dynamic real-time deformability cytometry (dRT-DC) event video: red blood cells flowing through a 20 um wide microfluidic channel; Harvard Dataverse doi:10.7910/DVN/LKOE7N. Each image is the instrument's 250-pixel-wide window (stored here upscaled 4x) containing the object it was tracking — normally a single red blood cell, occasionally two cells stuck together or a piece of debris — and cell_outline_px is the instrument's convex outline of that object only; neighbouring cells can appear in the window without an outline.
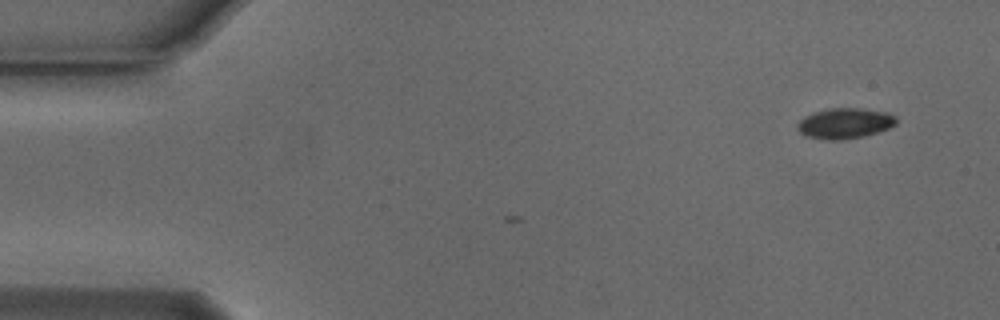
{"species": "Egyptian fruit bat (a non-hibernating species)", "species_latin": "Rousettus aegyptiacus", "temperature_condition": "cold", "stored_images_in_passage": 2, "camera_frame_rate_fps": 3000, "um_per_image_px": 0.085, "animal": {"sex": "male"}, "frame": {"image": 1, "passage_image": 2, "time_ms": 0.333, "image_size_px": [1000, 320], "cell_outline_px": [[896, 124], [888, 128], [864, 136], [840, 140], [828, 140], [804, 136], [796, 128], [796, 124], [804, 116], [812, 112], [828, 108], [856, 108], [884, 112], [896, 116]], "centroid_in_image_um": [71.74, 10.48], "position_along_channel_um": 13.3, "area_um2": 17.57}}